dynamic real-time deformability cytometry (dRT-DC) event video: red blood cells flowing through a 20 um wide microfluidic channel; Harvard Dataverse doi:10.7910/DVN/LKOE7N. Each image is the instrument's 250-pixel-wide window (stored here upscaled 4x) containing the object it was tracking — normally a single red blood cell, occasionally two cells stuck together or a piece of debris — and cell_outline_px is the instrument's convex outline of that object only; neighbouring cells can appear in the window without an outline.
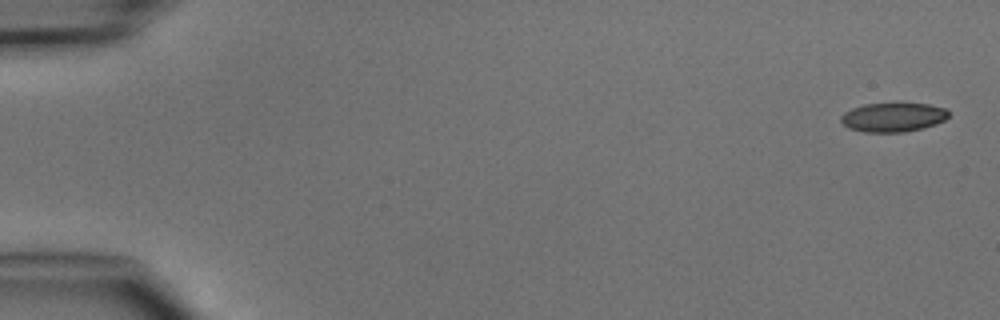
{"species": "common noctule bat (a hibernating species)", "species_latin": "Nyctalus noctula", "temperature_condition": "cold", "stored_images_in_passage": 6, "camera_frame_rate_fps": 3000, "um_per_image_px": 0.085, "animal": {"sex": "male", "body_mass_g": 15.6}, "frame": {"image": 1, "passage_image": 1, "time_ms": 0.0, "image_size_px": [1000, 320], "cell_outline_px": [[948, 116], [944, 120], [936, 124], [904, 132], [864, 132], [848, 128], [840, 120], [840, 116], [844, 112], [852, 108], [864, 104], [896, 100], [900, 100], [928, 104], [948, 108]], "centroid_in_image_um": [75.91, 9.9], "position_along_channel_um": 9.1, "area_um2": 19.13}}
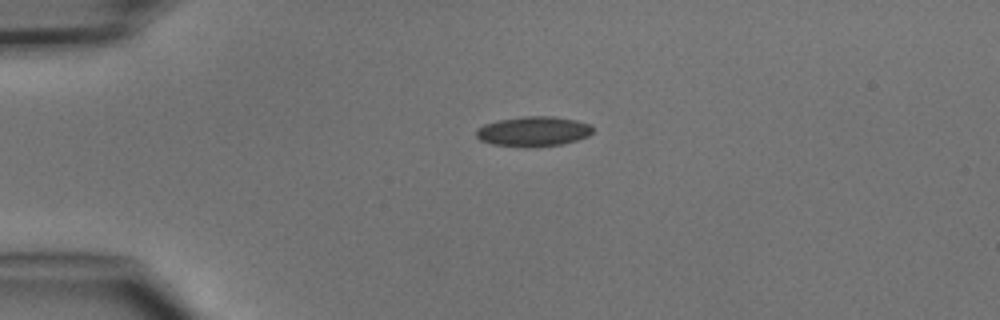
{"frame": {"image": 2, "passage_image": 4, "time_ms": 3.333, "image_size_px": [1000, 320], "cell_outline_px": [[592, 132], [588, 136], [576, 140], [560, 144], [536, 148], [532, 148], [492, 144], [480, 140], [476, 136], [476, 128], [484, 124], [496, 120], [524, 116], [552, 116], [576, 120], [592, 124]], "centroid_in_image_um": [45.32, 11.17], "position_along_channel_um": 39.7, "area_um2": 20.58}}